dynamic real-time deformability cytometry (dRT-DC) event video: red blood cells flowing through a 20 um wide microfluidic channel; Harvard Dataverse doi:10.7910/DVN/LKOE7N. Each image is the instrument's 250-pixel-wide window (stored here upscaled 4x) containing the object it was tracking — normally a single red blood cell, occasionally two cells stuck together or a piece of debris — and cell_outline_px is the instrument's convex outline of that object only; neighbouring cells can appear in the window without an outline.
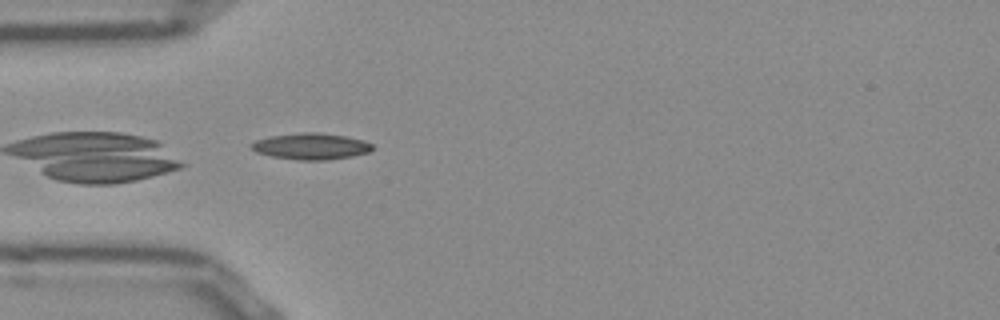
{"species": "Egyptian fruit bat (a non-hibernating species)", "species_latin": "Rousettus aegyptiacus", "temperature_condition": "room temperature", "stored_images_in_passage": 38, "camera_frame_rate_fps": 3000, "um_per_image_px": 0.085, "frame": {"image": 1, "passage_image": 1, "time_ms": 0.0, "image_size_px": [1000, 320], "cell_outline_px": [[372, 148], [368, 152], [352, 156], [324, 160], [300, 160], [272, 156], [256, 152], [248, 144], [256, 140], [272, 136], [304, 132], [316, 132], [344, 136], [364, 140], [372, 144]], "centroid_in_image_um": [26.42, 12.43], "position_along_channel_um": 58.6, "area_um2": 18.32}}
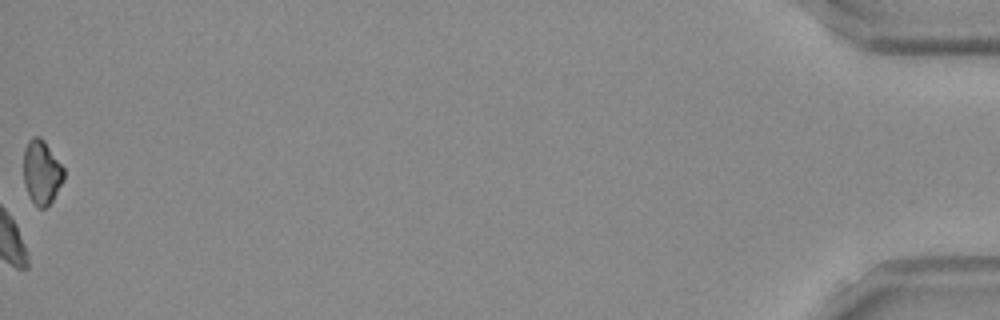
{"frame": {"image": 2, "passage_image": 38, "time_ms": 12.333, "image_size_px": [1000, 320], "cell_outline_px": [[64, 180], [52, 200], [44, 208], [40, 208], [32, 200], [24, 184], [24, 148], [28, 140], [32, 136], [40, 136], [44, 140], [64, 168]], "centroid_in_image_um": [3.54, 14.59], "position_along_channel_um": 431.7, "area_um2": 14.91}}